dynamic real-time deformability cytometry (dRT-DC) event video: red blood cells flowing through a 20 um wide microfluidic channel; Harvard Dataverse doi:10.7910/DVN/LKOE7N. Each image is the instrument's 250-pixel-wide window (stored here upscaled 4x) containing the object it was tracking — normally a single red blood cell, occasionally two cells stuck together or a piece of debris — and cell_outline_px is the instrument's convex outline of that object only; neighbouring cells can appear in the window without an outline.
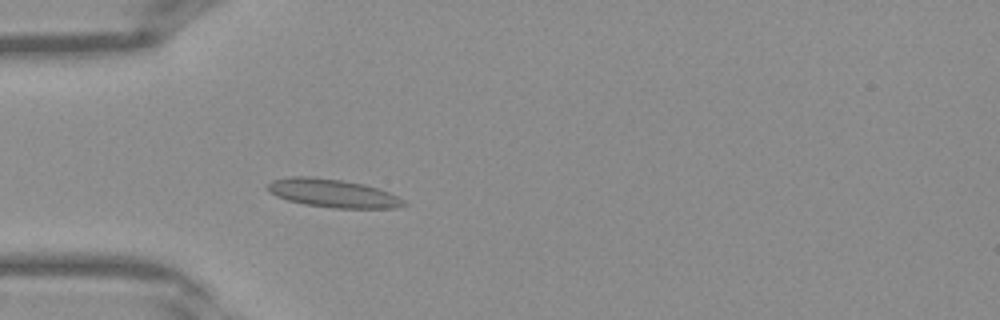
{"species": "Egyptian fruit bat (a non-hibernating species)", "species_latin": "Rousettus aegyptiacus", "temperature_condition": "warm", "stored_images_in_passage": 33, "camera_frame_rate_fps": 3000, "um_per_image_px": 0.085, "frame": {"image": 1, "passage_image": 4, "time_ms": 1.0, "image_size_px": [1000, 320], "cell_outline_px": [[408, 204], [396, 208], [332, 208], [304, 204], [288, 200], [276, 196], [268, 192], [264, 188], [272, 180], [292, 176], [312, 176], [340, 180], [364, 184], [388, 192], [404, 200]], "centroid_in_image_um": [28.24, 16.42], "position_along_channel_um": 56.8, "area_um2": 22.48}}
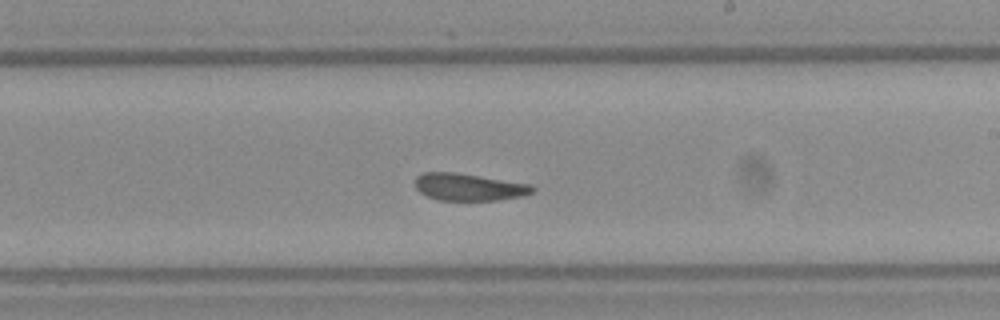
{"frame": {"image": 2, "passage_image": 16, "time_ms": 5.0, "image_size_px": [1000, 320], "cell_outline_px": [[536, 188], [532, 192], [520, 196], [500, 200], [436, 200], [420, 192], [416, 188], [416, 176], [424, 172], [456, 172], [532, 184]], "centroid_in_image_um": [39.86, 15.89], "position_along_channel_um": 249.1, "area_um2": 18.61}}
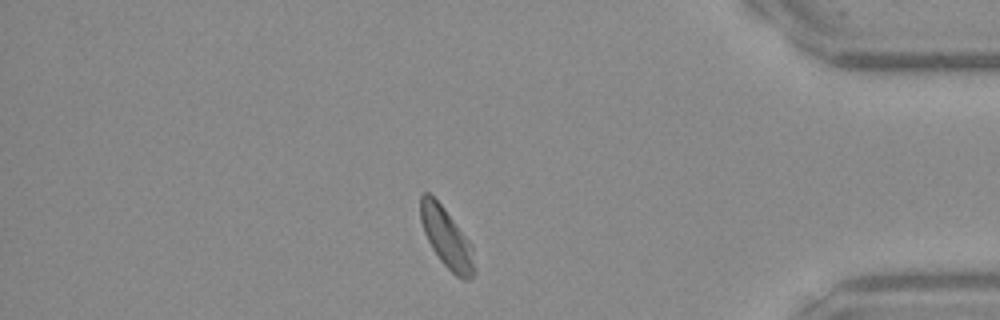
{"frame": {"image": 3, "passage_image": 27, "time_ms": 8.667, "image_size_px": [1000, 320], "cell_outline_px": [[476, 272], [468, 280], [464, 280], [456, 276], [440, 260], [432, 248], [424, 232], [420, 220], [420, 196], [424, 192], [428, 192], [444, 208], [472, 244], [476, 268]], "centroid_in_image_um": [37.98, 20.25], "position_along_channel_um": 397.2, "area_um2": 18.79}}